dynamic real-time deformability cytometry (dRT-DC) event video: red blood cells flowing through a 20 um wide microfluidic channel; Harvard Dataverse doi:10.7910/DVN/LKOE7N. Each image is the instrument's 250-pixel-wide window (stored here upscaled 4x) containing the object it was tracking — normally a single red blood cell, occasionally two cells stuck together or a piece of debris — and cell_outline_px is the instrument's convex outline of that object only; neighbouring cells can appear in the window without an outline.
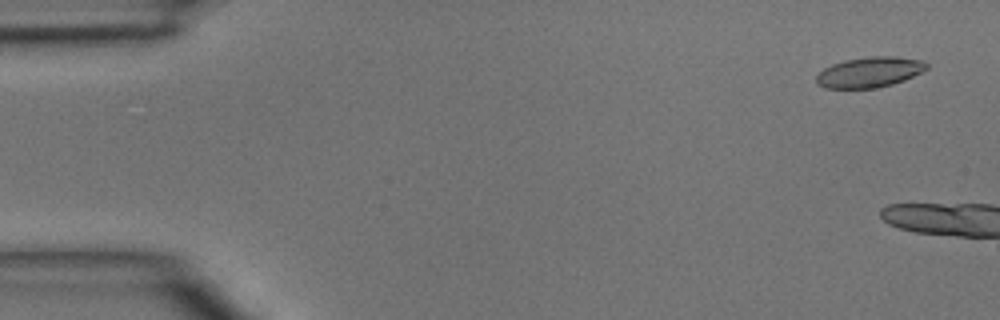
{"species": "common noctule bat (a hibernating species)", "species_latin": "Nyctalus noctula", "temperature_condition": "room temperature", "stored_images_in_passage": 6, "camera_frame_rate_fps": 3000, "um_per_image_px": 0.085, "animal": {"sex": "male", "body_mass_g": 15.6}, "frame": {"image": 1, "passage_image": 3, "time_ms": 0.667, "image_size_px": [1000, 320], "cell_outline_px": [[928, 68], [904, 80], [892, 84], [876, 88], [824, 88], [816, 84], [816, 76], [824, 68], [832, 64], [844, 60], [868, 56], [892, 56], [920, 60], [928, 64]], "centroid_in_image_um": [73.87, 6.13], "position_along_channel_um": 11.1, "area_um2": 19.48}}